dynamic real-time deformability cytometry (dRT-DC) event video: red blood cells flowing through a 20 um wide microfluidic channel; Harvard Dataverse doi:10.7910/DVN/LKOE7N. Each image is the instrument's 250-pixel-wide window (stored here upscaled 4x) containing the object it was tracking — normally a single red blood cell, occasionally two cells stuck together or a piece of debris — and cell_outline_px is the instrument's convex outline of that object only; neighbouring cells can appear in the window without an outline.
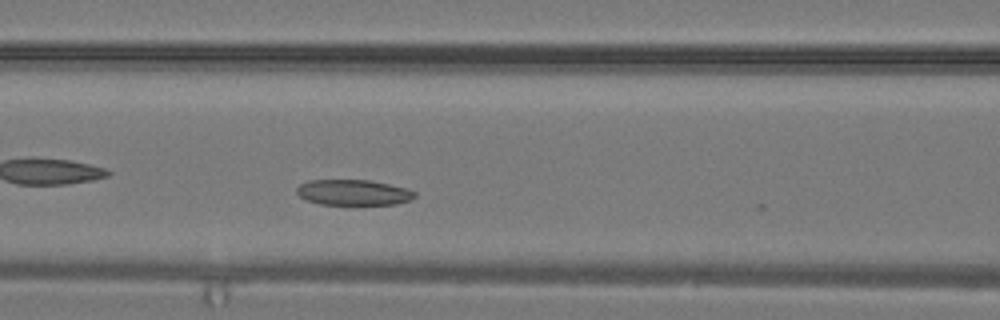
{"species": "common noctule bat (a hibernating species)", "species_latin": "Nyctalus noctula", "temperature_condition": "warm", "stored_images_in_passage": 18, "camera_frame_rate_fps": 3000, "um_per_image_px": 0.085, "animal": {"sex": "male", "body_mass_g": 19.2, "forearm_length_mm": 51.8}, "frame": {"image": 1, "passage_image": 4, "time_ms": 1.0, "image_size_px": [1000, 320], "cell_outline_px": [[416, 196], [408, 200], [396, 204], [320, 204], [308, 200], [300, 196], [296, 192], [296, 188], [300, 184], [308, 180], [368, 180], [408, 188], [416, 192]], "centroid_in_image_um": [30.03, 16.35], "position_along_channel_um": 136.6, "area_um2": 17.46}}
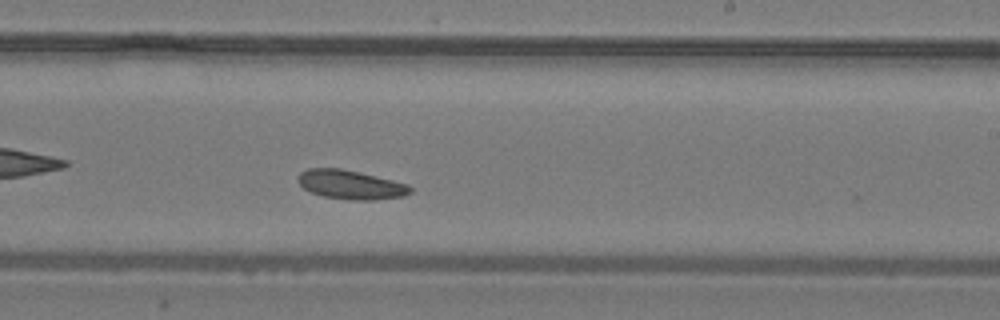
{"frame": {"image": 2, "passage_image": 10, "time_ms": 3.0, "image_size_px": [1000, 320], "cell_outline_px": [[412, 192], [404, 196], [372, 200], [352, 200], [324, 196], [312, 192], [304, 188], [296, 180], [296, 176], [300, 172], [308, 168], [340, 168], [392, 180], [408, 184], [412, 188]], "centroid_in_image_um": [29.79, 15.69], "position_along_channel_um": 259.2, "area_um2": 18.9}}
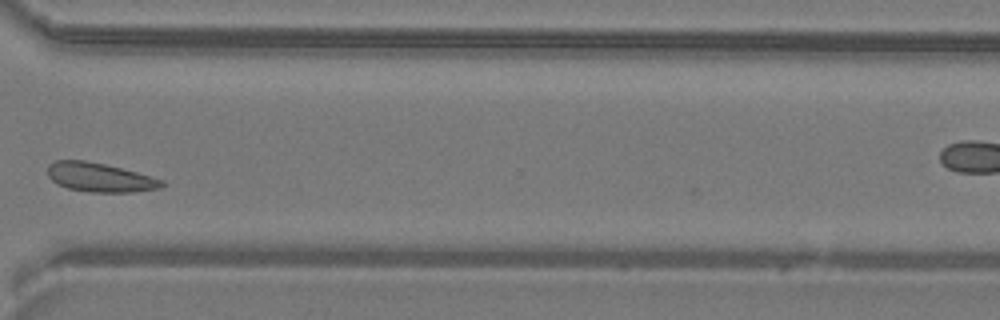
{"frame": {"image": 3, "passage_image": 15, "time_ms": 4.667, "image_size_px": [1000, 320], "cell_outline_px": [[164, 184], [160, 188], [132, 192], [88, 192], [68, 188], [56, 184], [48, 176], [48, 164], [56, 160], [84, 160], [104, 164], [136, 172], [164, 180]], "centroid_in_image_um": [8.45, 15.08], "position_along_channel_um": 362.1, "area_um2": 19.25}}